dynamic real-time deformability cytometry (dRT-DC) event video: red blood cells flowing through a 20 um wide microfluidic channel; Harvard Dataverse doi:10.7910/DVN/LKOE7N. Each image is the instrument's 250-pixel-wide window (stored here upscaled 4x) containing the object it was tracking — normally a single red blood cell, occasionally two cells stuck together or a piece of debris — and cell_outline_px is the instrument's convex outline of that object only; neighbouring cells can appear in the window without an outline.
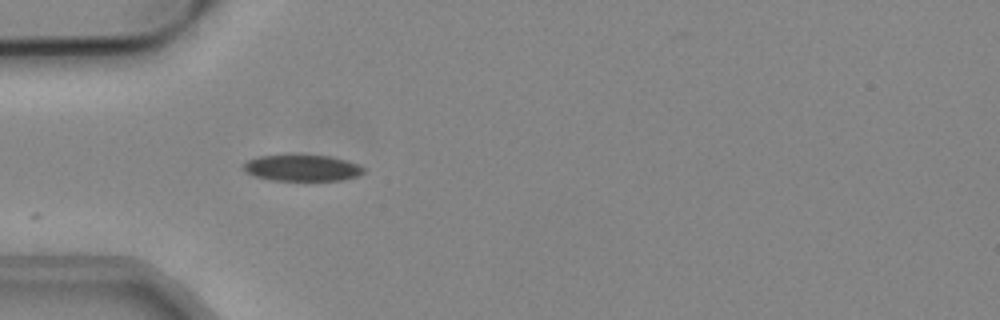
{"species": "common noctule bat (a hibernating species)", "species_latin": "Nyctalus noctula", "temperature_condition": "cold", "stored_images_in_passage": 5, "camera_frame_rate_fps": 3000, "um_per_image_px": 0.085, "animal": {"sex": "male", "body_mass_g": 19.2, "forearm_length_mm": 51.8}, "frame": {"image": 1, "passage_image": 1, "time_ms": 0.0, "image_size_px": [1000, 320], "cell_outline_px": [[364, 172], [356, 176], [340, 180], [272, 180], [256, 176], [248, 172], [244, 168], [244, 164], [248, 160], [260, 156], [328, 156], [360, 164], [364, 168]], "centroid_in_image_um": [25.72, 14.28], "position_along_channel_um": 59.3, "area_um2": 17.8}}
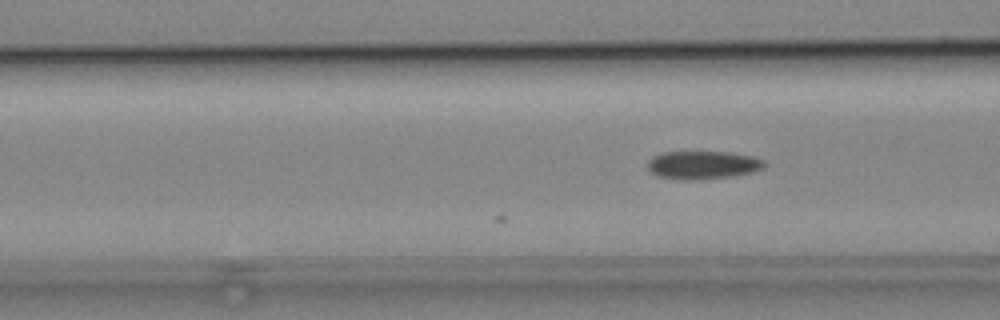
{"frame": {"image": 2, "passage_image": 5, "time_ms": 1.333, "image_size_px": [1000, 320], "cell_outline_px": [[764, 168], [752, 172], [732, 176], [692, 180], [684, 180], [656, 176], [648, 168], [648, 160], [652, 156], [660, 152], [728, 152], [752, 156], [764, 160]], "centroid_in_image_um": [59.71, 14.02], "position_along_channel_um": 106.9, "area_um2": 19.13}}